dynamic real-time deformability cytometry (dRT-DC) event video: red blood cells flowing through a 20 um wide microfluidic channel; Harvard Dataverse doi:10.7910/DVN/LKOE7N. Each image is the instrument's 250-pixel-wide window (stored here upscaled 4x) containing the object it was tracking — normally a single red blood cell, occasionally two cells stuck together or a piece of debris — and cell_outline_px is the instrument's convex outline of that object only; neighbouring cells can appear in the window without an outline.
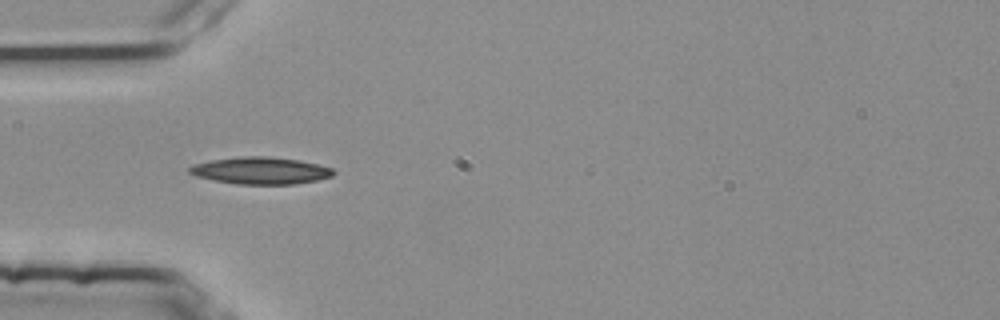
{"species": "common noctule bat (a hibernating species)", "species_latin": "Nyctalus noctula", "temperature_condition": "room temperature", "stored_images_in_passage": 5, "camera_frame_rate_fps": 3000, "um_per_image_px": 0.085, "animal": {"sex": "female", "body_mass_g": 25.1}, "frame": {"image": 1, "passage_image": 4, "time_ms": 1.0, "image_size_px": [1000, 320], "cell_outline_px": [[336, 172], [332, 176], [316, 180], [296, 184], [236, 184], [196, 176], [188, 172], [188, 168], [196, 164], [212, 160], [244, 156], [268, 156], [300, 160], [320, 164], [332, 168]], "centroid_in_image_um": [22.21, 14.5], "position_along_channel_um": 62.8, "area_um2": 22.6}}